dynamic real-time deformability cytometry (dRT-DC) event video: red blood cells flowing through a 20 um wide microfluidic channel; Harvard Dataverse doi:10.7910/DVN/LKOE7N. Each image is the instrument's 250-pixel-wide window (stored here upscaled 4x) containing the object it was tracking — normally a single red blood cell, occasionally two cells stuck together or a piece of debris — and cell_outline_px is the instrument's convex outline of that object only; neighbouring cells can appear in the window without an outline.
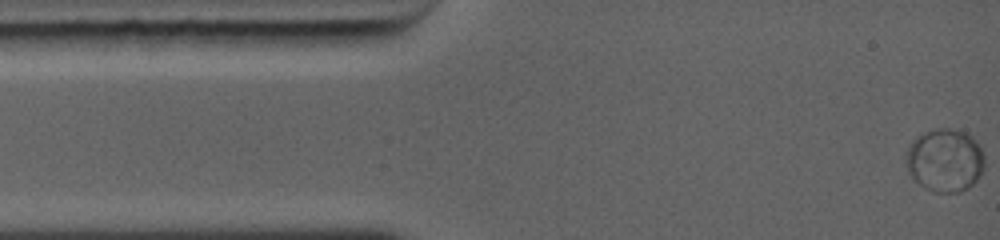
{"species": "common noctule bat (a hibernating species)", "species_latin": "Nyctalus noctula", "temperature_condition": "warm", "stored_images_in_passage": 71, "camera_frame_rate_fps": 5000, "um_per_image_px": 0.085, "animal": {"sex": "female", "body_mass_g": 19.0, "forearm_length_mm": 56.7}, "frame": {"image": 1, "passage_image": 1, "time_ms": 0.0, "image_size_px": [1000, 240], "cell_outline_px": [[984, 168], [980, 176], [972, 184], [960, 192], [932, 192], [924, 188], [912, 180], [908, 172], [904, 160], [908, 148], [912, 140], [916, 136], [924, 132], [936, 128], [948, 128], [964, 132], [972, 136], [980, 148], [984, 156]], "centroid_in_image_um": [80.28, 13.63], "position_along_channel_um": 4.7, "area_um2": 29.25}}
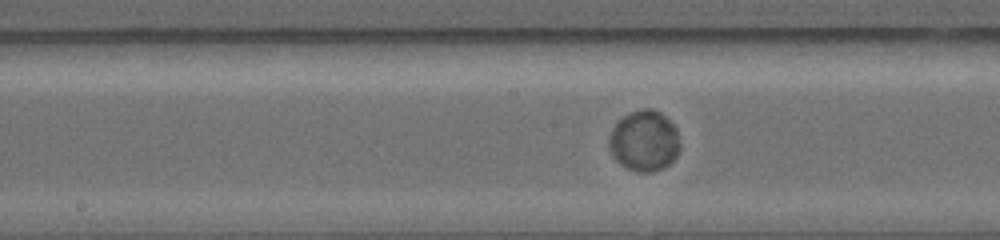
{"frame": {"image": 2, "passage_image": 29, "time_ms": 6.2, "image_size_px": [1000, 240], "cell_outline_px": [[680, 152], [664, 168], [652, 172], [636, 172], [620, 164], [612, 156], [608, 148], [608, 140], [616, 124], [624, 116], [640, 108], [652, 108], [660, 112], [676, 128], [680, 144]], "centroid_in_image_um": [54.77, 11.99], "position_along_channel_um": 193.4, "area_um2": 25.14}}
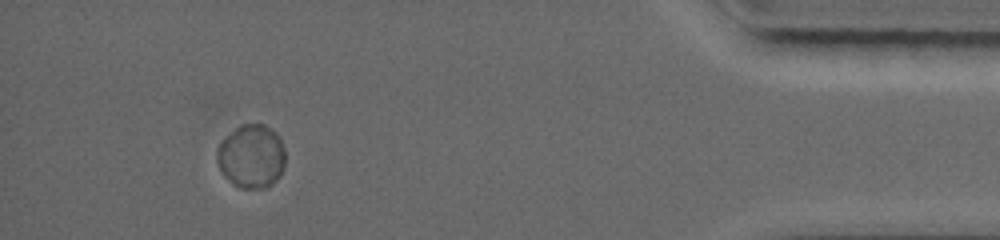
{"frame": {"image": 3, "passage_image": 61, "time_ms": 12.8, "image_size_px": [1000, 240], "cell_outline_px": [[284, 168], [280, 176], [272, 184], [264, 188], [240, 188], [232, 184], [224, 176], [216, 160], [216, 152], [220, 144], [236, 128], [244, 124], [264, 124], [276, 132], [284, 148]], "centroid_in_image_um": [21.38, 13.31], "position_along_channel_um": 413.8, "area_um2": 25.2}, "authors_computed_cell_mechanics": {"area_um2": 24.6228, "velocity_mm_per_s": 4.3225, "shape_relaxation_time_tau1_ms": 1.9095, "shape_relaxation_time_tau2_ms": null, "deformation_change_tau1": 0.0116, "deformation_change_tau2": null}}